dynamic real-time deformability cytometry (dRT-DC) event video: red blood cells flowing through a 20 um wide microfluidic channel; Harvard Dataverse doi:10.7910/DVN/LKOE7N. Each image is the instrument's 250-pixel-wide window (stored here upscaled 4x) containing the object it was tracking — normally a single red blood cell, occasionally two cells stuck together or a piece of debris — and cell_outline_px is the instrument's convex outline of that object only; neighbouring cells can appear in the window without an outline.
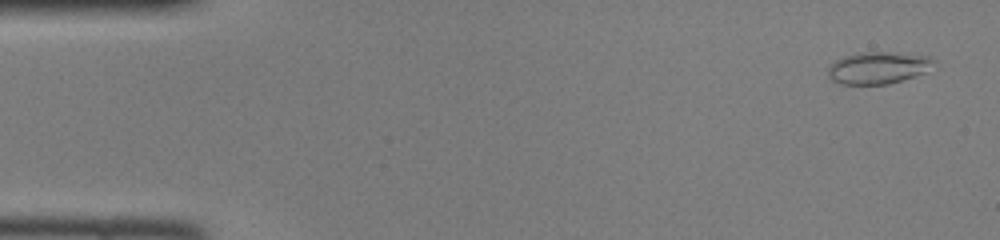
{"species": "common noctule bat (a hibernating species)", "species_latin": "Nyctalus noctula", "temperature_condition": "room temperature", "stored_images_in_passage": 46, "camera_frame_rate_fps": 3000, "um_per_image_px": 0.085, "animal": {"sex": "female", "body_mass_g": 22.0, "forearm_length_mm": 56.7}, "frame": {"image": 1, "passage_image": 2, "time_ms": 0.333, "image_size_px": [1000, 240], "cell_outline_px": [[936, 60], [924, 72], [888, 84], [840, 84], [832, 80], [828, 76], [828, 68], [836, 60], [844, 56], [860, 52], [892, 52], [928, 56]], "centroid_in_image_um": [74.59, 5.75], "position_along_channel_um": 10.4, "area_um2": 19.42}}
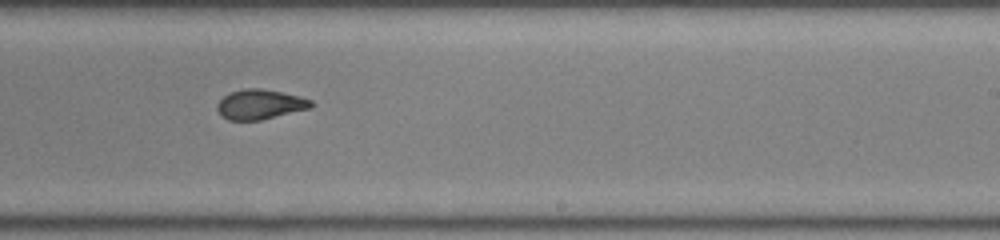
{"frame": {"image": 2, "passage_image": 28, "time_ms": 9.0, "image_size_px": [1000, 240], "cell_outline_px": [[316, 104], [312, 108], [260, 120], [228, 120], [220, 116], [216, 108], [216, 104], [224, 96], [232, 92], [244, 88], [260, 88], [300, 96], [312, 100]], "centroid_in_image_um": [22.12, 8.88], "position_along_channel_um": 266.9, "area_um2": 16.47}}
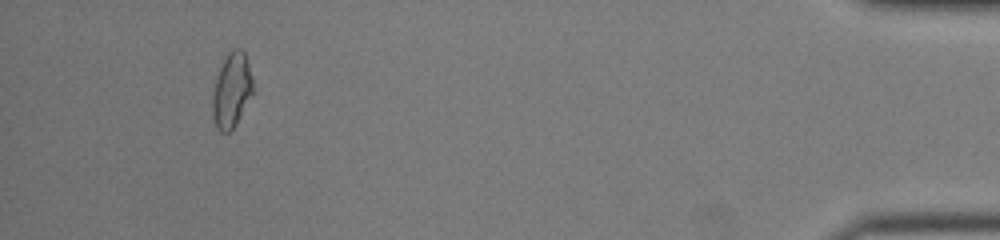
{"frame": {"image": 3, "passage_image": 43, "time_ms": 14.0, "image_size_px": [1000, 240], "cell_outline_px": [[252, 92], [236, 124], [228, 132], [220, 132], [216, 128], [212, 116], [212, 96], [216, 76], [224, 56], [228, 52], [236, 48], [240, 48], [244, 52], [248, 64], [252, 80]], "centroid_in_image_um": [19.65, 7.66], "position_along_channel_um": 415.6, "area_um2": 17.46}}